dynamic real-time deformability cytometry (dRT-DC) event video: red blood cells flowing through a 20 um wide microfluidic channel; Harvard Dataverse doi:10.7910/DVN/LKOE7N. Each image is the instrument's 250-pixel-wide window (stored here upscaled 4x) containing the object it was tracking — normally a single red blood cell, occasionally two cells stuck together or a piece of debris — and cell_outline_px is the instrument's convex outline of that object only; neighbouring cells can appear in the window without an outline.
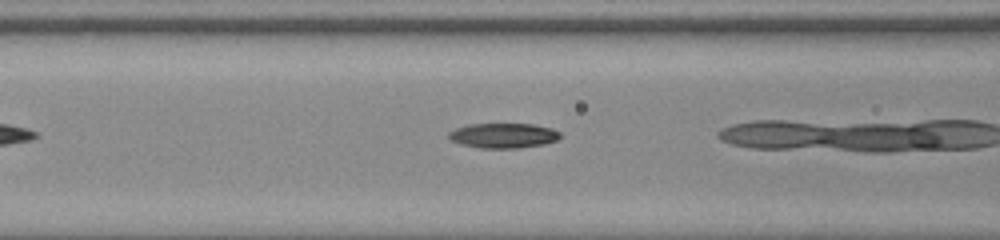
{"species": "common noctule bat (a hibernating species)", "species_latin": "Nyctalus noctula", "temperature_condition": "room temperature", "stored_images_in_passage": 8, "camera_frame_rate_fps": 3000, "um_per_image_px": 0.085, "animal": {"sex": "male", "body_mass_g": 20.0, "forearm_length_mm": 53.3}, "frame": {"image": 1, "passage_image": 6, "time_ms": 1.667, "image_size_px": [1000, 240], "cell_outline_px": [[560, 136], [556, 140], [544, 144], [516, 148], [480, 148], [460, 144], [448, 140], [448, 132], [456, 128], [468, 124], [532, 124], [552, 128], [560, 132]], "centroid_in_image_um": [42.74, 11.52], "position_along_channel_um": 123.9, "area_um2": 16.24}}